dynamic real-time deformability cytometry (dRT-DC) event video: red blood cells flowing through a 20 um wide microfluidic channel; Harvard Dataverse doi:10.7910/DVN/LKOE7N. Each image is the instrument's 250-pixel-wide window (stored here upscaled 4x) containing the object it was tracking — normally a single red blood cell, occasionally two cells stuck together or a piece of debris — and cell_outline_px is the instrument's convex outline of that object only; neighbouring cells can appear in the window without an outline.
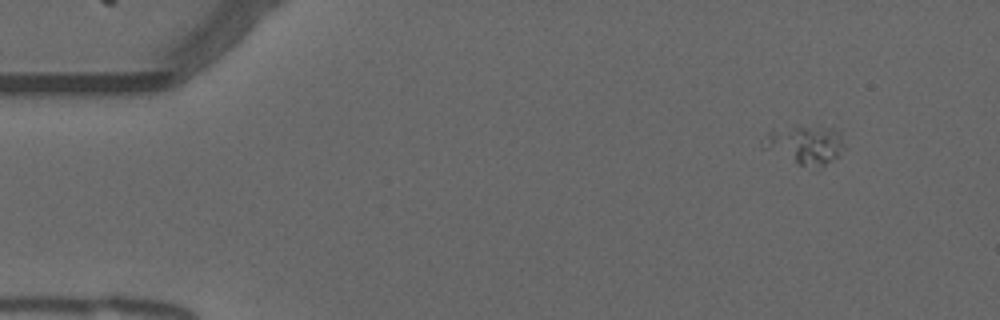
{"species": "common noctule bat (a hibernating species)", "species_latin": "Nyctalus noctula", "temperature_condition": "warm", "stored_images_in_passage": 51, "camera_frame_rate_fps": 3000, "um_per_image_px": 0.085, "animal": {"sex": "male", "forearm_length_mm": 52.5}, "frame": {"image": 1, "passage_image": 1, "time_ms": 0.0, "image_size_px": [1000, 320], "cell_outline_px": [[844, 148], [836, 156], [816, 172], [800, 164], [796, 160], [788, 136], [796, 128], [832, 128], [840, 132], [844, 144]], "centroid_in_image_um": [69.34, 12.43], "position_along_channel_um": 15.7, "area_um2": 12.72}}
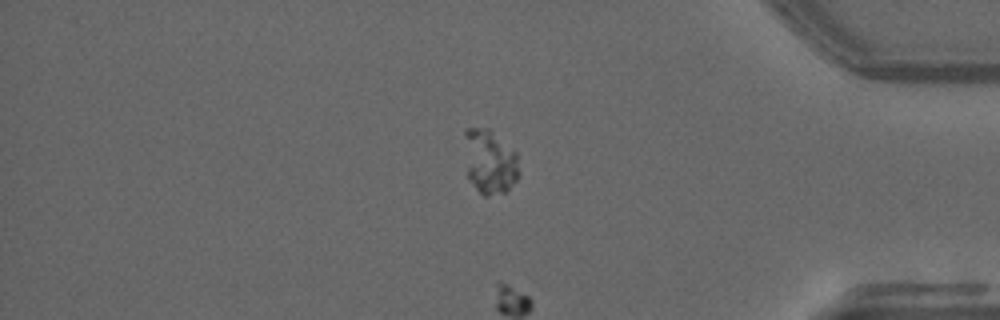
{"frame": {"image": 2, "passage_image": 42, "time_ms": 13.667, "image_size_px": [1000, 320], "cell_outline_px": [[516, 180], [504, 192], [488, 196], [484, 196], [476, 188], [468, 176], [464, 132], [468, 128], [488, 128], [516, 152]], "centroid_in_image_um": [41.6, 13.73], "position_along_channel_um": 393.6, "area_um2": 19.71}}